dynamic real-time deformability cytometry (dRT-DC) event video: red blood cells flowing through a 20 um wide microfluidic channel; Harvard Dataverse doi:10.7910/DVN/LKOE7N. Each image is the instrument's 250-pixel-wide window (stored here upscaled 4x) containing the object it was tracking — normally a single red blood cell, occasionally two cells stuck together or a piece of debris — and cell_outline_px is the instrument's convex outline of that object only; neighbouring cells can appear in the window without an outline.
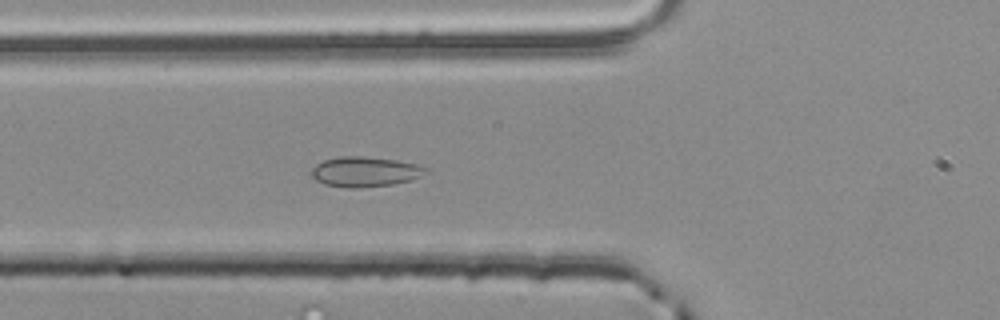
{"species": "common noctule bat (a hibernating species)", "species_latin": "Nyctalus noctula", "temperature_condition": "room temperature", "stored_images_in_passage": 54, "camera_frame_rate_fps": 3000, "um_per_image_px": 0.085, "animal": {"sex": "male", "body_mass_g": 20.4}, "frame": {"image": 1, "passage_image": 20, "time_ms": 6.333, "image_size_px": [1000, 320], "cell_outline_px": [[428, 172], [412, 180], [392, 184], [348, 188], [324, 184], [316, 180], [312, 176], [312, 168], [316, 164], [324, 160], [340, 156], [360, 156], [396, 160], [416, 164], [428, 168]], "centroid_in_image_um": [31.03, 14.59], "position_along_channel_um": 94.8, "area_um2": 19.83}}
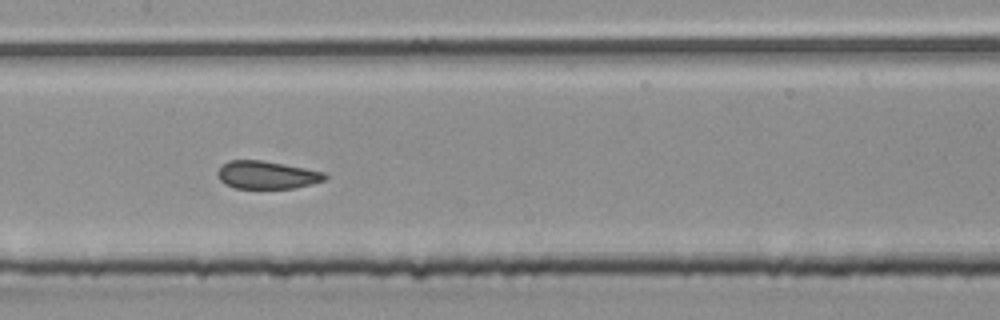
{"frame": {"image": 2, "passage_image": 27, "time_ms": 8.667, "image_size_px": [1000, 320], "cell_outline_px": [[328, 176], [324, 180], [312, 184], [292, 188], [236, 188], [224, 184], [220, 180], [216, 172], [228, 160], [260, 160], [284, 164], [324, 172]], "centroid_in_image_um": [22.67, 14.87], "position_along_channel_um": 184.7, "area_um2": 17.28}}
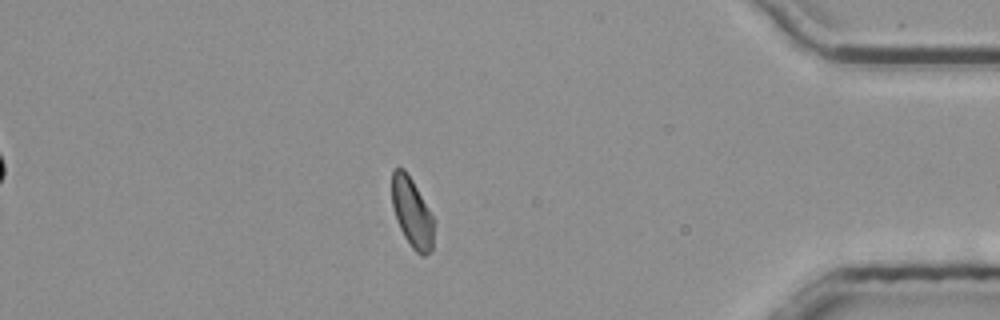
{"frame": {"image": 3, "passage_image": 47, "time_ms": 15.333, "image_size_px": [1000, 320], "cell_outline_px": [[436, 220], [432, 248], [424, 256], [420, 256], [412, 248], [404, 236], [400, 228], [392, 204], [392, 168], [404, 168], [412, 180]], "centroid_in_image_um": [35.05, 18.08], "position_along_channel_um": 400.1, "area_um2": 17.17}, "authors_computed_cell_mechanics": {"area_um2": 18.1781, "velocity_mm_per_s": 3.8432, "shape_relaxation_time_tau1_ms": null, "shape_relaxation_time_tau2_ms": 1.0807, "deformation_change_tau1": null, "deformation_change_tau2": 0.0697}}